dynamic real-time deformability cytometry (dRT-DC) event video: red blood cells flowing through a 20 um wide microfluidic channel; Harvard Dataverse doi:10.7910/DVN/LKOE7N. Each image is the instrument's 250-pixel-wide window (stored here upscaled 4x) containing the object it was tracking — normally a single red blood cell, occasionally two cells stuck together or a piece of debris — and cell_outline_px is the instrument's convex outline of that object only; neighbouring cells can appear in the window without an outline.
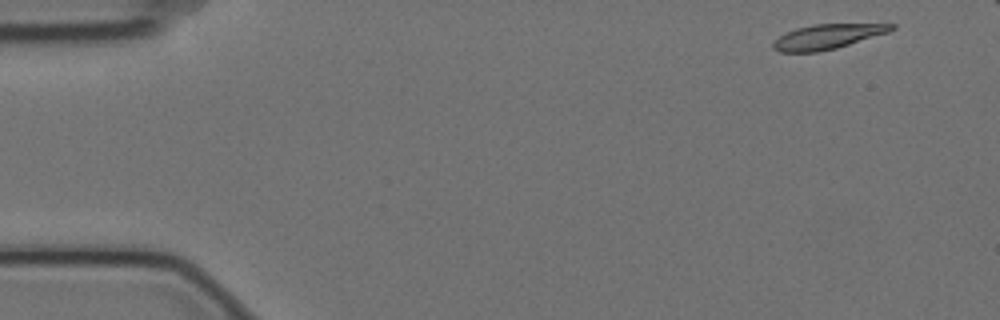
{"species": "Egyptian fruit bat (a non-hibernating species)", "species_latin": "Rousettus aegyptiacus", "temperature_condition": "cold", "stored_images_in_passage": 5, "camera_frame_rate_fps": 3000, "um_per_image_px": 0.085, "animal": {"sex": "female"}, "frame": {"image": 1, "passage_image": 1, "time_ms": 0.0, "image_size_px": [1000, 320], "cell_outline_px": [[896, 28], [888, 32], [836, 48], [816, 52], [780, 52], [772, 48], [772, 44], [780, 36], [796, 28], [812, 24], [896, 24]], "centroid_in_image_um": [70.32, 3.11], "position_along_channel_um": 14.7, "area_um2": 16.82}}